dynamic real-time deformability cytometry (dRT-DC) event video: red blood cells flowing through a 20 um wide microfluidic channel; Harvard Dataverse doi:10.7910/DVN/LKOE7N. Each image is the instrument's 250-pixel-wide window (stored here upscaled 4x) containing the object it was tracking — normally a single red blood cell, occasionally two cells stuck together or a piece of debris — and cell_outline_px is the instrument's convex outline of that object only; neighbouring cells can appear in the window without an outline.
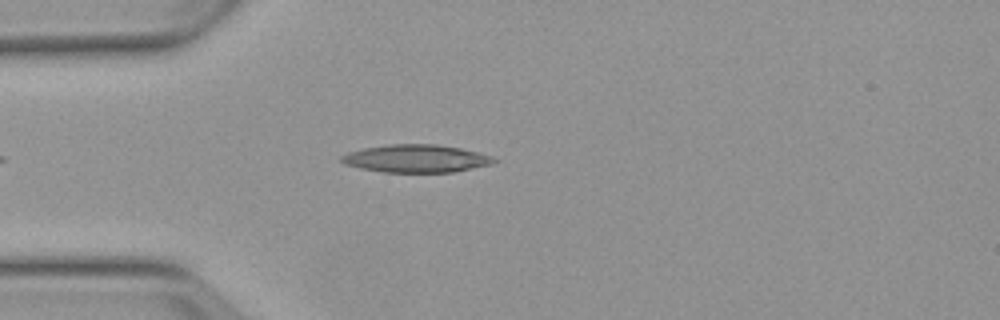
{"species": "Egyptian fruit bat (a non-hibernating species)", "species_latin": "Rousettus aegyptiacus", "temperature_condition": "warm", "stored_images_in_passage": 4, "camera_frame_rate_fps": 3000, "um_per_image_px": 0.085, "animal": {"sex": "female"}, "frame": {"image": 1, "passage_image": 4, "time_ms": 3.667, "image_size_px": [1000, 320], "cell_outline_px": [[500, 160], [492, 164], [452, 172], [384, 172], [360, 168], [344, 164], [340, 160], [340, 156], [348, 152], [364, 148], [388, 144], [436, 144], [460, 148], [492, 156]], "centroid_in_image_um": [35.36, 13.47], "position_along_channel_um": 49.6, "area_um2": 24.68}}